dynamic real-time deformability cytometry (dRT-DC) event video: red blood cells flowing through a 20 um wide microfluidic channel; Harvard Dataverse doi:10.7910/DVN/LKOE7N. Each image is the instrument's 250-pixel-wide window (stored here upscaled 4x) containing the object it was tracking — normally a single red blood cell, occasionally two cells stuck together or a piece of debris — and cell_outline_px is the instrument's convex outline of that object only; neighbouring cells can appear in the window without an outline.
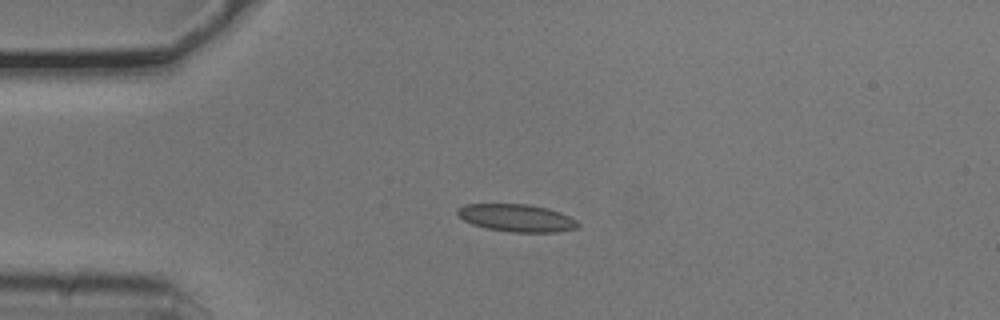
{"species": "common noctule bat (a hibernating species)", "species_latin": "Nyctalus noctula", "temperature_condition": "cold", "stored_images_in_passage": 5, "camera_frame_rate_fps": 3000, "um_per_image_px": 0.085, "animal": {"sex": "male", "body_mass_g": 20.5, "forearm_length_mm": 52.5}, "frame": {"image": 1, "passage_image": 3, "time_ms": 0.667, "image_size_px": [1000, 320], "cell_outline_px": [[580, 228], [556, 232], [512, 232], [488, 228], [472, 224], [464, 220], [456, 212], [456, 208], [464, 204], [528, 204], [548, 208], [560, 212], [576, 220], [580, 224]], "centroid_in_image_um": [43.93, 18.52], "position_along_channel_um": 41.1, "area_um2": 19.36}}
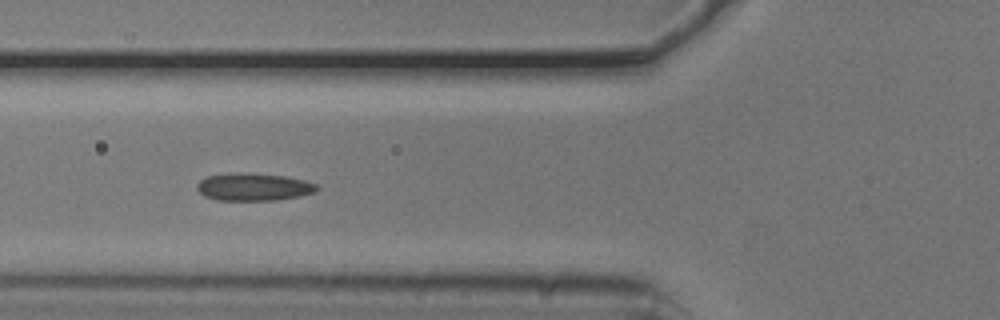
{"frame": {"image": 2, "passage_image": 5, "time_ms": 1.333, "image_size_px": [1000, 320], "cell_outline_px": [[320, 188], [316, 192], [300, 196], [276, 200], [216, 200], [204, 196], [196, 188], [196, 184], [200, 180], [208, 176], [240, 172], [284, 176], [304, 180], [316, 184]], "centroid_in_image_um": [21.56, 15.89], "position_along_channel_um": 104.2, "area_um2": 19.25}}